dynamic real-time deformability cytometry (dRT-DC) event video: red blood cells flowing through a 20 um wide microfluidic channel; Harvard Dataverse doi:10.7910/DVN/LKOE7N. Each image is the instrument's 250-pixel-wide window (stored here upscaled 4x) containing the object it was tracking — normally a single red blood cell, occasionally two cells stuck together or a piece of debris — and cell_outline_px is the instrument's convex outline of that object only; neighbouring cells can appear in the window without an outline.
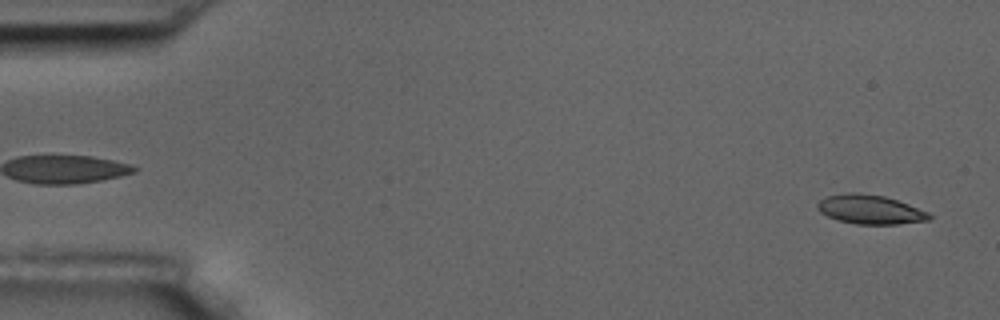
{"species": "common noctule bat (a hibernating species)", "species_latin": "Nyctalus noctula", "temperature_condition": "room temperature", "stored_images_in_passage": 55, "camera_frame_rate_fps": 3000, "um_per_image_px": 0.085, "animal": {"sex": "male", "body_mass_g": 17.5, "forearm_length_mm": 52.3}, "frame": {"image": 1, "passage_image": 2, "time_ms": 0.333, "image_size_px": [1000, 320], "cell_outline_px": [[932, 216], [928, 220], [896, 224], [856, 224], [836, 220], [820, 212], [816, 208], [816, 204], [820, 200], [828, 196], [848, 192], [860, 192], [884, 196], [908, 204], [928, 212]], "centroid_in_image_um": [73.92, 17.8], "position_along_channel_um": 11.1, "area_um2": 18.96}}
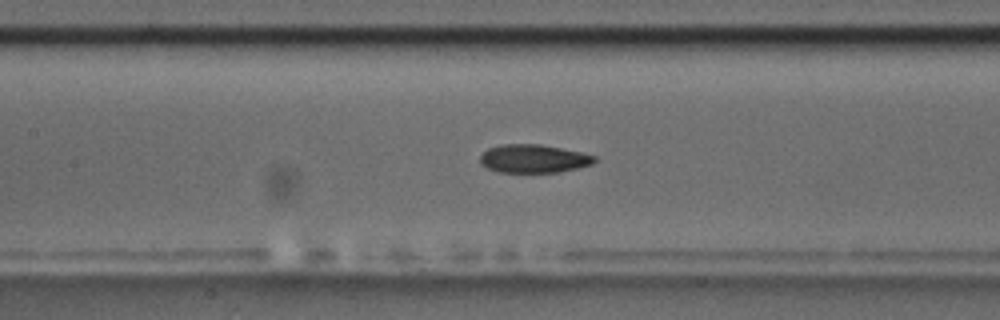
{"frame": {"image": 2, "passage_image": 25, "time_ms": 8.0, "image_size_px": [1000, 320], "cell_outline_px": [[596, 160], [592, 164], [576, 168], [556, 172], [500, 172], [488, 168], [480, 164], [480, 156], [488, 148], [504, 144], [540, 144], [580, 152], [596, 156]], "centroid_in_image_um": [45.33, 13.48], "position_along_channel_um": 162.1, "area_um2": 18.67}}
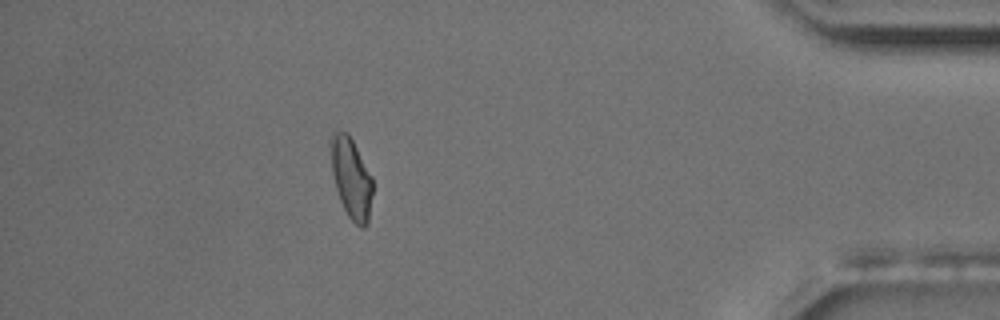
{"frame": {"image": 3, "passage_image": 49, "time_ms": 16.0, "image_size_px": [1000, 320], "cell_outline_px": [[372, 192], [368, 224], [364, 228], [360, 228], [348, 216], [340, 200], [336, 188], [332, 172], [328, 144], [328, 140], [332, 128], [348, 132], [372, 176]], "centroid_in_image_um": [29.81, 15.05], "position_along_channel_um": 405.4, "area_um2": 20.17}, "authors_computed_cell_mechanics": {"area_um2": 19.2474, "velocity_mm_per_s": 3.6309, "shape_relaxation_time_tau1_ms": 9.1411, "shape_relaxation_time_tau2_ms": 3.4698, "deformation_change_tau1": 0.172, "deformation_change_tau2": 0.0795}}